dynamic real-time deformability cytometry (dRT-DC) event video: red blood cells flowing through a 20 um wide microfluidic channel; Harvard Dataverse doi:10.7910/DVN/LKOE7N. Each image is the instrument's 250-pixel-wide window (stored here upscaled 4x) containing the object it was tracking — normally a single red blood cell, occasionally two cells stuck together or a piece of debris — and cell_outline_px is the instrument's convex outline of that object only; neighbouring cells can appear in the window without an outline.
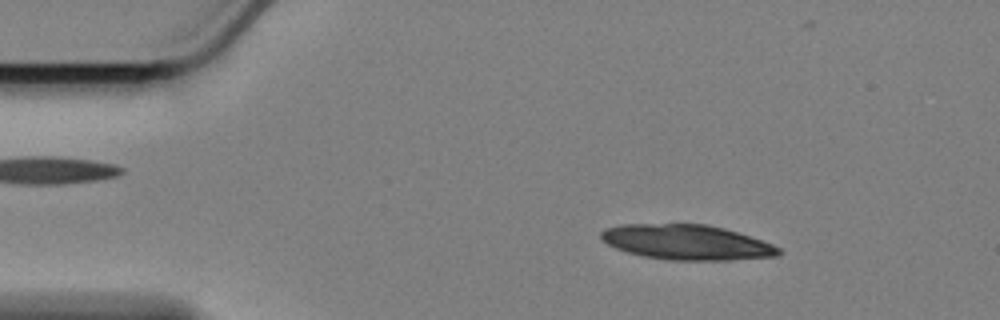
{"species": "Egyptian fruit bat (a non-hibernating species)", "species_latin": "Rousettus aegyptiacus", "temperature_condition": "cold", "stored_images_in_passage": 57, "camera_frame_rate_fps": 3000, "um_per_image_px": 0.085, "animal": {"sex": "female"}, "frame": {"image": 1, "passage_image": 7, "time_ms": 2.0, "image_size_px": [1000, 320], "cell_outline_px": [[780, 252], [776, 256], [732, 260], [668, 260], [644, 256], [628, 252], [616, 248], [608, 244], [600, 236], [600, 232], [604, 228], [620, 224], [708, 224], [724, 228], [772, 244], [780, 248]], "centroid_in_image_um": [58.34, 20.59], "position_along_channel_um": 26.7, "area_um2": 36.07}}